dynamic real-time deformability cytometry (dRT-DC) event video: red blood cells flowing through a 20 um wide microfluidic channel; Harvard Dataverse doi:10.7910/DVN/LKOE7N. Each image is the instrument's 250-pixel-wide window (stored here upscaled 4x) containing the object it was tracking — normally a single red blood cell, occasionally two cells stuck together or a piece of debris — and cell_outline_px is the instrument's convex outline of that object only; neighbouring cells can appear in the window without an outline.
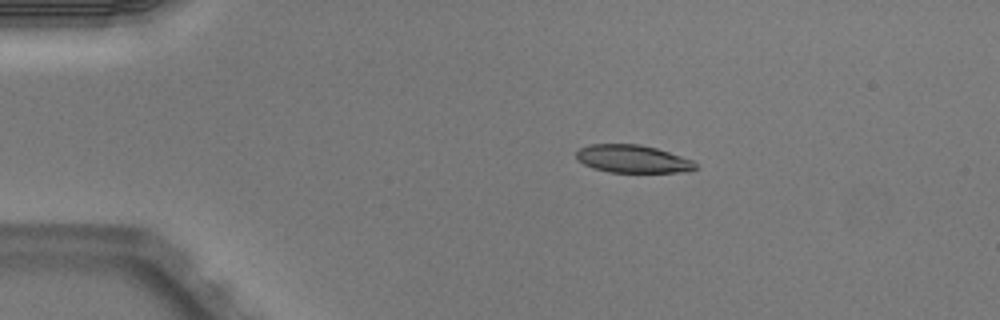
{"species": "Egyptian fruit bat (a non-hibernating species)", "species_latin": "Rousettus aegyptiacus", "temperature_condition": "warm", "stored_images_in_passage": 3, "camera_frame_rate_fps": 3000, "um_per_image_px": 0.085, "animal": {"sex": "male"}, "frame": {"image": 1, "passage_image": 1, "time_ms": 0.0, "image_size_px": [1000, 320], "cell_outline_px": [[696, 168], [688, 172], [608, 172], [592, 168], [576, 160], [576, 152], [580, 148], [588, 144], [640, 144], [656, 148], [692, 160], [696, 164]], "centroid_in_image_um": [53.74, 13.51], "position_along_channel_um": 31.3, "area_um2": 19.36}}
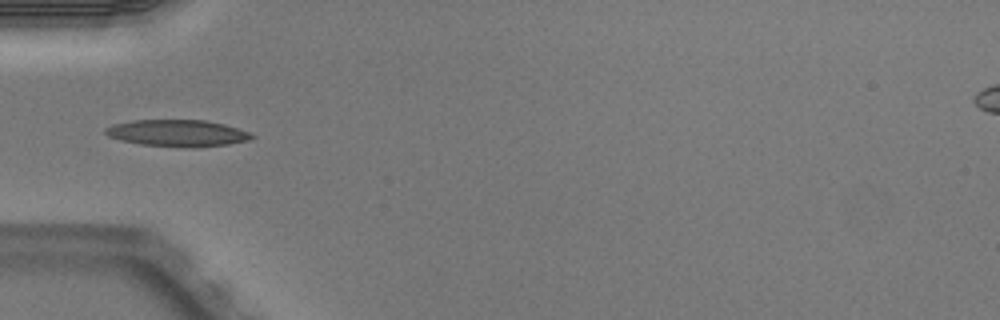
{"frame": {"image": 2, "passage_image": 3, "time_ms": 0.667, "image_size_px": [1000, 320], "cell_outline_px": [[256, 136], [248, 140], [228, 144], [196, 148], [140, 144], [120, 140], [108, 136], [104, 132], [104, 128], [112, 124], [132, 120], [208, 120], [224, 124], [248, 132]], "centroid_in_image_um": [15.05, 11.31], "position_along_channel_um": 69.9, "area_um2": 22.83}}